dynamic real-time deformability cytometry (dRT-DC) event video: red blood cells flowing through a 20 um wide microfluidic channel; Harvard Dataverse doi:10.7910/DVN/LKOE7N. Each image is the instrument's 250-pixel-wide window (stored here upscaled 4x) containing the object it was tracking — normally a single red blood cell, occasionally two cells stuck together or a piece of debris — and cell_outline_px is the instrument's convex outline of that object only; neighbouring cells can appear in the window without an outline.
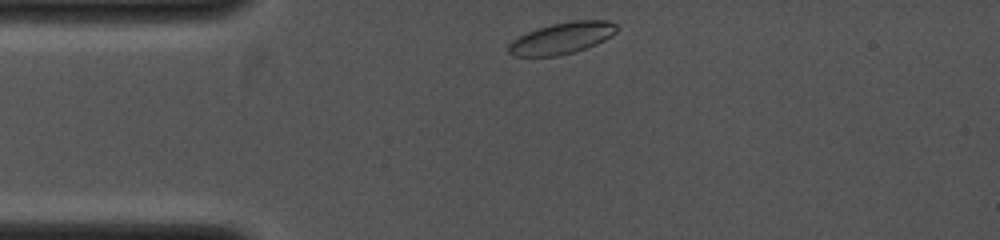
{"species": "common noctule bat (a hibernating species)", "species_latin": "Nyctalus noctula", "temperature_condition": "cold", "stored_images_in_passage": 3, "camera_frame_rate_fps": 4000, "um_per_image_px": 0.085, "animal": {"sex": "female", "body_mass_g": 19.0, "forearm_length_mm": 53.3}, "frame": {"image": 1, "passage_image": 1, "time_ms": 0.0, "image_size_px": [1000, 240], "cell_outline_px": [[616, 32], [612, 36], [596, 44], [560, 56], [512, 56], [508, 52], [508, 44], [512, 40], [528, 32], [552, 24], [572, 20], [608, 20], [616, 24]], "centroid_in_image_um": [47.76, 3.24], "position_along_channel_um": 37.2, "area_um2": 19.71}}